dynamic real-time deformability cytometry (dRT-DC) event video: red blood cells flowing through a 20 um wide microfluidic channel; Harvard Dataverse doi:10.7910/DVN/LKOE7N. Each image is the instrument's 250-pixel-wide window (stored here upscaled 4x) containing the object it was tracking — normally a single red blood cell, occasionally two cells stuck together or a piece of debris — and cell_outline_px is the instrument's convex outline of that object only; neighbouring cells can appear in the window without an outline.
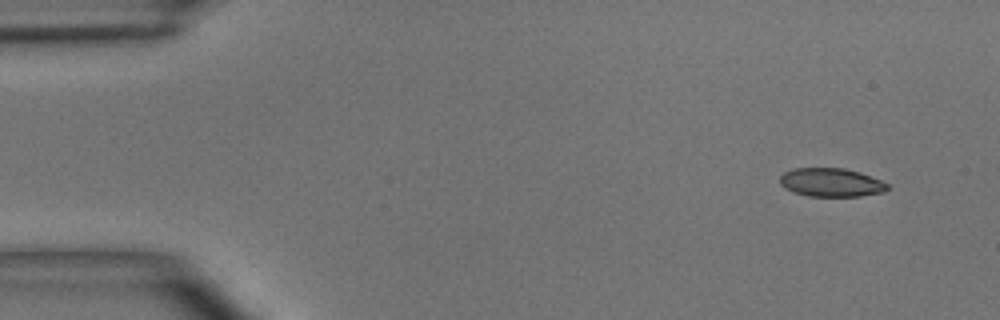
{"species": "common noctule bat (a hibernating species)", "species_latin": "Nyctalus noctula", "temperature_condition": "room temperature", "stored_images_in_passage": 4, "camera_frame_rate_fps": 3000, "um_per_image_px": 0.085, "animal": {"sex": "male", "body_mass_g": 15.6}, "frame": {"image": 1, "passage_image": 1, "time_ms": 0.0, "image_size_px": [1000, 320], "cell_outline_px": [[892, 188], [884, 192], [860, 196], [808, 196], [792, 192], [784, 188], [780, 184], [780, 176], [784, 172], [792, 168], [844, 168], [860, 172], [880, 180], [888, 184]], "centroid_in_image_um": [70.65, 15.51], "position_along_channel_um": 14.4, "area_um2": 18.09}}
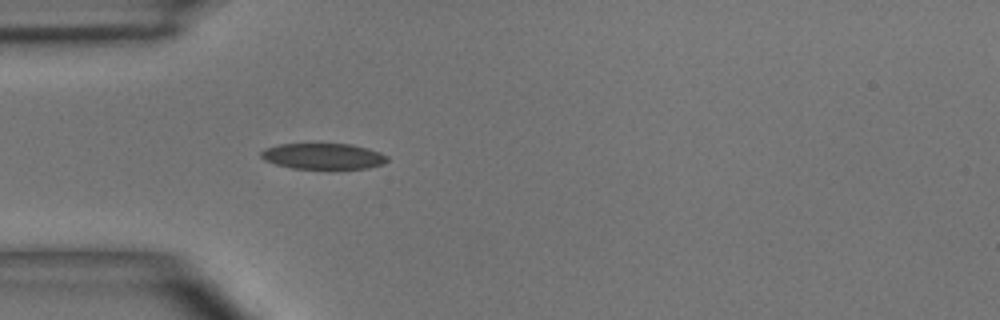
{"frame": {"image": 2, "passage_image": 4, "time_ms": 3.667, "image_size_px": [1000, 320], "cell_outline_px": [[388, 160], [384, 164], [368, 168], [328, 172], [292, 168], [276, 164], [264, 160], [260, 156], [260, 152], [264, 148], [280, 144], [352, 144], [368, 148], [380, 152], [388, 156]], "centroid_in_image_um": [27.51, 13.33], "position_along_channel_um": 57.5, "area_um2": 20.11}}